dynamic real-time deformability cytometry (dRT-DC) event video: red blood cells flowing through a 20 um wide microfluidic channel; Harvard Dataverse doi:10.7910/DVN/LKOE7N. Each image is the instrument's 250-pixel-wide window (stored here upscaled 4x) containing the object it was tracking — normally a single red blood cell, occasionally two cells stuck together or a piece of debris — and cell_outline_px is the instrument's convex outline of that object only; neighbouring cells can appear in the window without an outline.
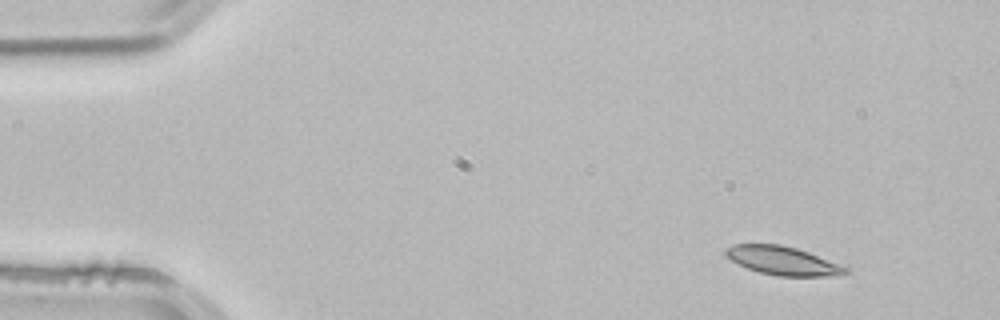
{"species": "common noctule bat (a hibernating species)", "species_latin": "Nyctalus noctula", "temperature_condition": "room temperature", "stored_images_in_passage": 3, "camera_frame_rate_fps": 3000, "um_per_image_px": 0.085, "animal": {"sex": "male", "body_mass_g": 21.5, "forearm_length_mm": 52.0}, "frame": {"image": 1, "passage_image": 1, "time_ms": 0.0, "image_size_px": [1000, 320], "cell_outline_px": [[848, 272], [840, 276], [776, 276], [760, 272], [748, 268], [724, 256], [724, 248], [732, 244], [780, 244], [796, 248], [808, 252], [848, 268]], "centroid_in_image_um": [66.5, 22.16], "position_along_channel_um": 18.5, "area_um2": 19.88}}
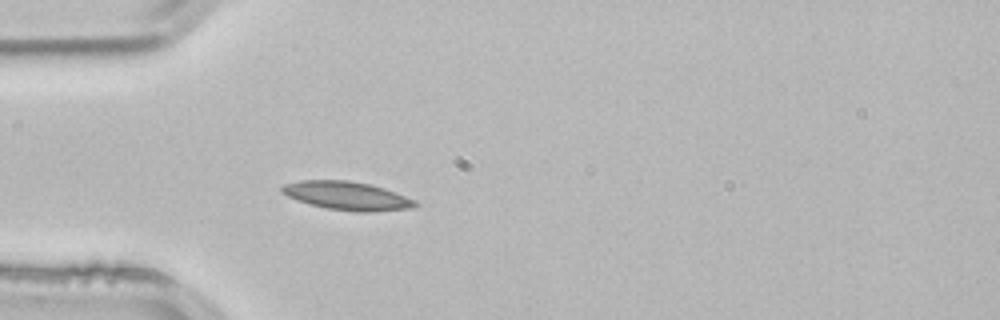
{"frame": {"image": 2, "passage_image": 3, "time_ms": 0.667, "image_size_px": [1000, 320], "cell_outline_px": [[420, 204], [416, 208], [376, 212], [356, 212], [328, 208], [296, 200], [280, 192], [280, 188], [284, 184], [300, 180], [348, 180], [372, 184], [384, 188], [416, 200]], "centroid_in_image_um": [29.55, 16.64], "position_along_channel_um": 55.4, "area_um2": 22.37}}